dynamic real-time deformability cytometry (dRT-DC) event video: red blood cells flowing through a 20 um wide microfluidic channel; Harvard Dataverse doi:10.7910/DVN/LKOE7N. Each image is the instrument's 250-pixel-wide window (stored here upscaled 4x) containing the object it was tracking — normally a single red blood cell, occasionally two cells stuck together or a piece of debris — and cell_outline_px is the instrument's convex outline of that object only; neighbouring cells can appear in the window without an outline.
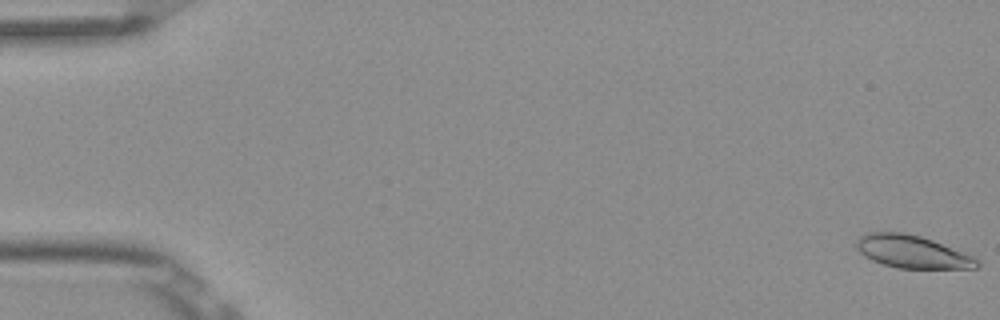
{"species": "Egyptian fruit bat (a non-hibernating species)", "species_latin": "Rousettus aegyptiacus", "temperature_condition": "room temperature", "stored_images_in_passage": 5, "camera_frame_rate_fps": 3000, "um_per_image_px": 0.085, "frame": {"image": 1, "passage_image": 1, "time_ms": 0.0, "image_size_px": [1000, 320], "cell_outline_px": [[980, 264], [976, 268], [896, 268], [872, 260], [864, 256], [856, 248], [856, 240], [860, 236], [868, 232], [904, 232], [920, 236], [932, 240], [972, 256], [980, 260]], "centroid_in_image_um": [77.51, 21.39], "position_along_channel_um": 7.5, "area_um2": 22.83}}
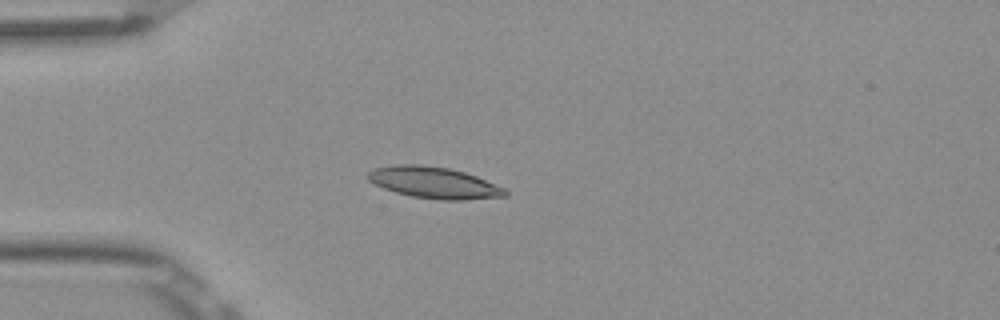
{"frame": {"image": 2, "passage_image": 5, "time_ms": 1.333, "image_size_px": [1000, 320], "cell_outline_px": [[508, 196], [464, 200], [440, 200], [412, 196], [396, 192], [384, 188], [368, 180], [368, 172], [376, 168], [396, 164], [420, 164], [448, 168], [464, 172], [476, 176], [504, 188], [508, 192]], "centroid_in_image_um": [36.91, 15.53], "position_along_channel_um": 48.1, "area_um2": 24.97}}